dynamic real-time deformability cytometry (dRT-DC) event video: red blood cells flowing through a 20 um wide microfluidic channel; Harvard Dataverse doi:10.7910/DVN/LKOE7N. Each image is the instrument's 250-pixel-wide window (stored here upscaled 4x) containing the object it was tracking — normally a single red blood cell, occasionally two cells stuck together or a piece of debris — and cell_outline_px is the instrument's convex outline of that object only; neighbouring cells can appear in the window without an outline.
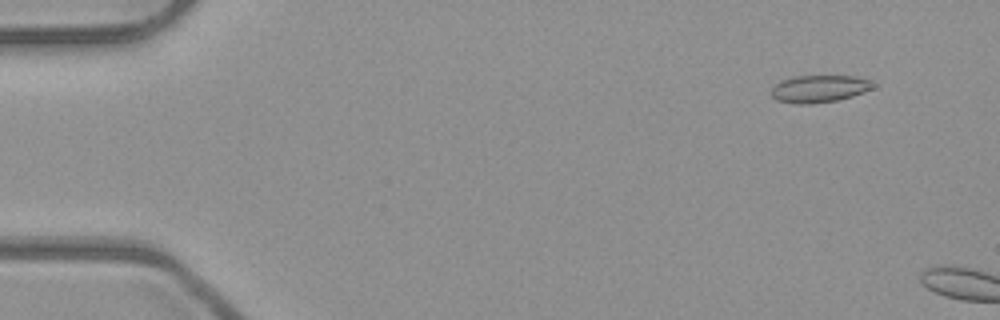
{"species": "common noctule bat (a hibernating species)", "species_latin": "Nyctalus noctula", "temperature_condition": "room temperature", "stored_images_in_passage": 8, "camera_frame_rate_fps": 3000, "um_per_image_px": 0.085, "animal": {"sex": "male", "body_mass_g": 23.1, "forearm_length_mm": 52.7}, "frame": {"image": 1, "passage_image": 5, "time_ms": 1.333, "image_size_px": [1000, 320], "cell_outline_px": [[880, 84], [876, 88], [852, 96], [836, 100], [812, 104], [796, 104], [776, 100], [772, 96], [772, 88], [776, 84], [784, 80], [796, 76], [856, 76]], "centroid_in_image_um": [69.71, 7.55], "position_along_channel_um": 15.3, "area_um2": 16.24}}